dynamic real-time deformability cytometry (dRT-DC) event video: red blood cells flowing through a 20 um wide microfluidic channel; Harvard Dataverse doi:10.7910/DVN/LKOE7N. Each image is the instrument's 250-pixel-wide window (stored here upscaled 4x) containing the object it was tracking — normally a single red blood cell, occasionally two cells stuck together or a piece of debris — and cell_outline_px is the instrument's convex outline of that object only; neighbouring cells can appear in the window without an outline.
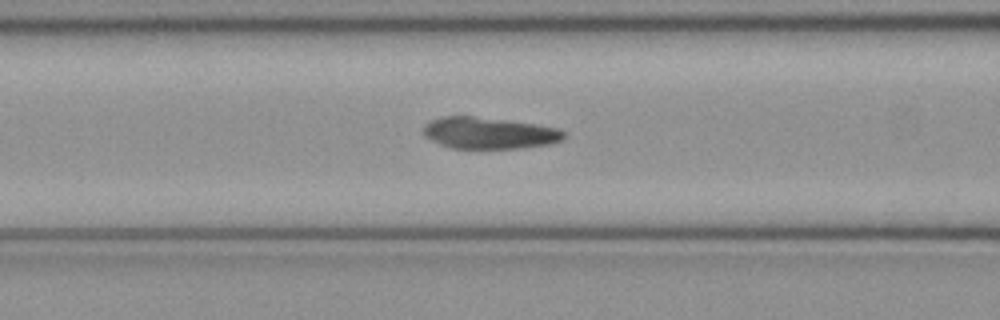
{"species": "common noctule bat (a hibernating species)", "species_latin": "Nyctalus noctula", "temperature_condition": "cold", "stored_images_in_passage": 38, "camera_frame_rate_fps": 3000, "um_per_image_px": 0.085, "animal": {"sex": "female", "body_mass_g": 21.9}, "frame": {"image": 1, "passage_image": 8, "time_ms": 2.333, "image_size_px": [1000, 320], "cell_outline_px": [[568, 136], [564, 140], [552, 144], [520, 148], [452, 148], [440, 144], [424, 136], [424, 124], [432, 120], [444, 116], [472, 116], [536, 124], [560, 128]], "centroid_in_image_um": [41.64, 11.31], "position_along_channel_um": 125.0, "area_um2": 25.89}}
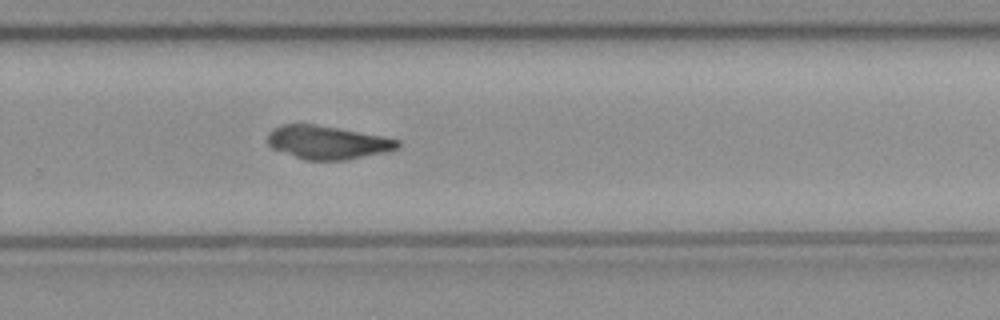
{"frame": {"image": 2, "passage_image": 21, "time_ms": 6.667, "image_size_px": [1000, 320], "cell_outline_px": [[400, 148], [384, 152], [344, 160], [304, 160], [272, 148], [268, 144], [268, 132], [272, 128], [280, 124], [316, 124], [340, 128], [384, 136], [400, 140]], "centroid_in_image_um": [27.82, 12.09], "position_along_channel_um": 302.0, "area_um2": 25.43}}
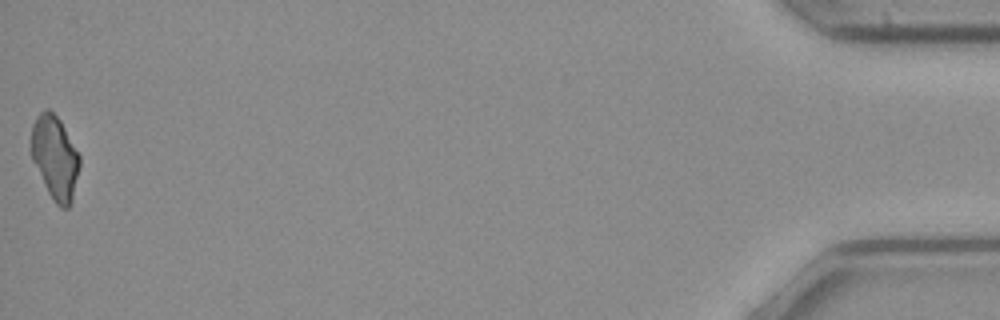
{"frame": {"image": 3, "passage_image": 38, "time_ms": 12.333, "image_size_px": [1000, 320], "cell_outline_px": [[80, 164], [72, 200], [68, 208], [60, 208], [56, 204], [48, 192], [32, 160], [32, 124], [36, 116], [44, 108], [48, 108], [60, 120], [80, 156]], "centroid_in_image_um": [4.67, 13.38], "position_along_channel_um": 430.5, "area_um2": 23.29}}